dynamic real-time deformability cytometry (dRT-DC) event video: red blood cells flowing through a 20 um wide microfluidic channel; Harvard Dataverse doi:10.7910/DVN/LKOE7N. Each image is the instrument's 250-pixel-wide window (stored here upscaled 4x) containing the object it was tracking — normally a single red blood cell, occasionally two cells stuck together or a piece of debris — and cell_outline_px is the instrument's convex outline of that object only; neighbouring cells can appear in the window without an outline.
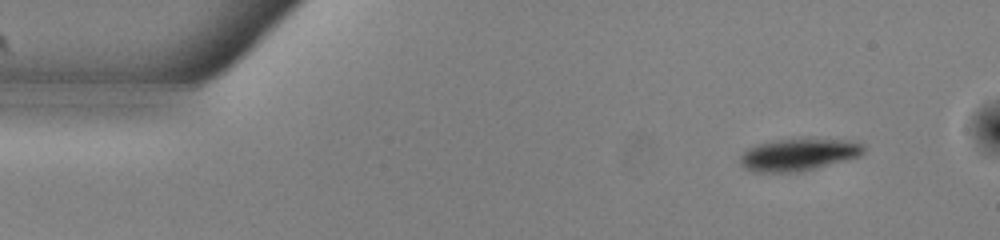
{"species": "common noctule bat (a hibernating species)", "species_latin": "Nyctalus noctula", "temperature_condition": "warm", "stored_images_in_passage": 5, "camera_frame_rate_fps": 3000, "um_per_image_px": 0.085, "animal": {"sex": "male", "body_mass_g": 13.0, "forearm_length_mm": 53.1}, "frame": {"image": 1, "passage_image": 1, "time_ms": 0.0, "image_size_px": [1000, 240], "cell_outline_px": [[864, 152], [860, 156], [848, 160], [800, 172], [752, 172], [744, 168], [740, 164], [740, 156], [748, 148], [760, 144], [776, 140], [848, 140], [864, 144]], "centroid_in_image_um": [67.88, 13.17], "position_along_channel_um": 17.1, "area_um2": 22.89}}